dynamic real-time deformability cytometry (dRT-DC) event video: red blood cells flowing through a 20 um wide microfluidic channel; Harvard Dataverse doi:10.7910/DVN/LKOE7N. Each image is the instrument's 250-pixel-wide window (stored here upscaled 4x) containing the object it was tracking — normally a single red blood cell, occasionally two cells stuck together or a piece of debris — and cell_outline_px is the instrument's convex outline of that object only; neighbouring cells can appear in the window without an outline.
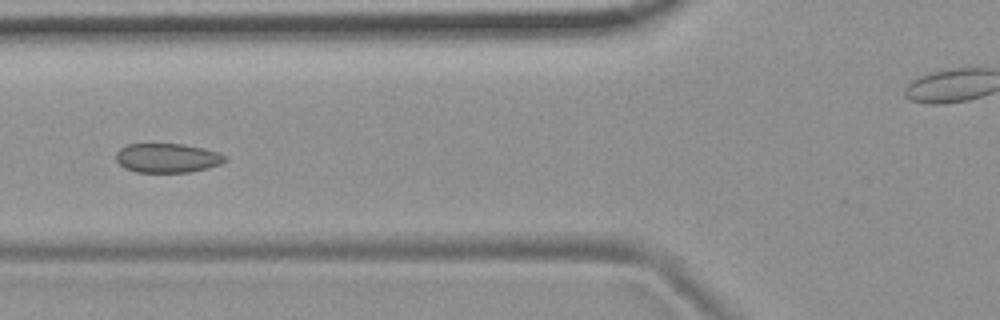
{"species": "common noctule bat (a hibernating species)", "species_latin": "Nyctalus noctula", "temperature_condition": "room temperature", "stored_images_in_passage": 9, "segment_of_instrument_passage": [1, 2], "camera_frame_rate_fps": 3000, "um_per_image_px": 0.085, "animal": {"sex": "female", "body_mass_g": 19.9}, "frame": {"image": 1, "passage_image": 7, "time_ms": 2.0, "image_size_px": [1000, 320], "cell_outline_px": [[228, 160], [220, 164], [208, 168], [188, 172], [136, 172], [124, 168], [116, 160], [116, 152], [120, 148], [128, 144], [184, 144], [204, 148], [220, 152], [228, 156]], "centroid_in_image_um": [14.26, 13.42], "position_along_channel_um": 111.5, "area_um2": 18.79}}
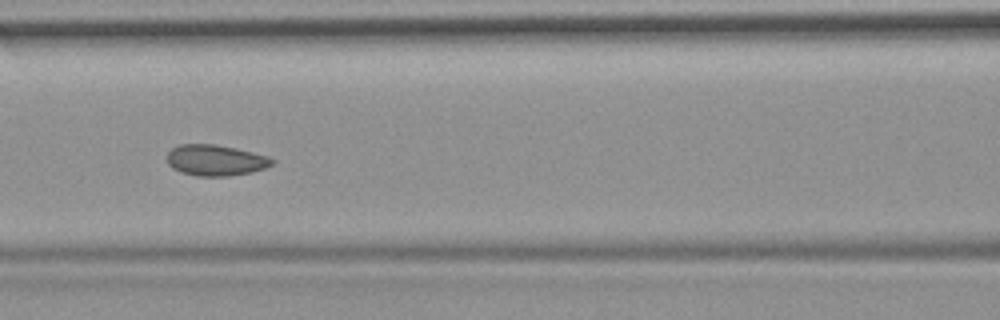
{"frame": {"image": 2, "passage_image": 8, "time_ms": 2.333, "image_size_px": [1000, 320], "cell_outline_px": [[276, 164], [252, 172], [228, 176], [196, 176], [180, 172], [172, 168], [168, 164], [168, 152], [172, 148], [180, 144], [216, 144], [236, 148], [268, 156], [276, 160]], "centroid_in_image_um": [18.35, 13.62], "position_along_channel_um": 148.3, "area_um2": 19.13}}